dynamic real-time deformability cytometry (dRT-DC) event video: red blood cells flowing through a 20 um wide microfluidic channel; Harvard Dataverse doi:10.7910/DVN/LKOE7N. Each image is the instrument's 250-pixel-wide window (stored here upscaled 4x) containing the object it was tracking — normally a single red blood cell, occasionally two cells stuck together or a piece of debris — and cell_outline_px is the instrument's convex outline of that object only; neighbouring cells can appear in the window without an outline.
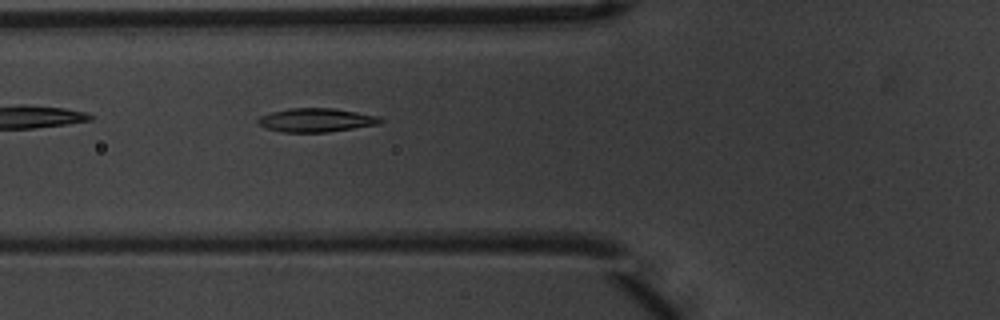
{"species": "common noctule bat (a hibernating species)", "species_latin": "Nyctalus noctula", "temperature_condition": "warm", "stored_images_in_passage": 2, "camera_frame_rate_fps": 3000, "um_per_image_px": 0.085, "animal": {"sex": "male", "body_mass_g": 20.1, "forearm_length_mm": 53.5}, "frame": {"image": 1, "passage_image": 2, "time_ms": 0.333, "image_size_px": [1000, 320], "cell_outline_px": [[384, 120], [380, 124], [324, 132], [280, 132], [256, 124], [256, 120], [260, 116], [272, 112], [288, 108], [332, 108], [380, 116]], "centroid_in_image_um": [26.85, 10.2], "position_along_channel_um": 98.9, "area_um2": 16.88}}